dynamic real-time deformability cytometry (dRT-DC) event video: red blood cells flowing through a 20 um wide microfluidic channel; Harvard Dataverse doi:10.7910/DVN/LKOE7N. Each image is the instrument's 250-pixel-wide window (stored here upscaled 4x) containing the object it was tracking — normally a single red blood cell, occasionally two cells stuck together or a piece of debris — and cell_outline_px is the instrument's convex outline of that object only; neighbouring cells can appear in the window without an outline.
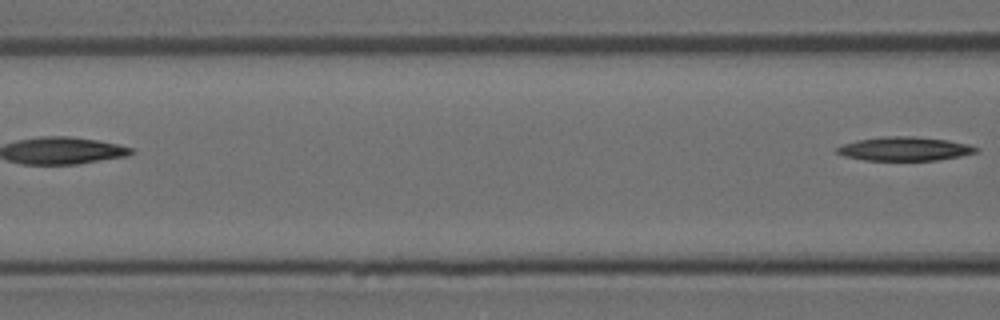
{"species": "Egyptian fruit bat (a non-hibernating species)", "species_latin": "Rousettus aegyptiacus", "temperature_condition": "room temperature", "stored_images_in_passage": 5, "camera_frame_rate_fps": 3000, "um_per_image_px": 0.085, "animal": {"sex": "female"}, "frame": {"image": 1, "passage_image": 5, "time_ms": 5.0, "image_size_px": [1000, 320], "cell_outline_px": [[980, 148], [976, 152], [960, 156], [936, 160], [864, 160], [844, 156], [836, 152], [836, 148], [844, 144], [860, 140], [884, 136], [912, 136], [948, 140], [968, 144]], "centroid_in_image_um": [76.91, 12.65], "position_along_channel_um": 89.7, "area_um2": 19.13}}